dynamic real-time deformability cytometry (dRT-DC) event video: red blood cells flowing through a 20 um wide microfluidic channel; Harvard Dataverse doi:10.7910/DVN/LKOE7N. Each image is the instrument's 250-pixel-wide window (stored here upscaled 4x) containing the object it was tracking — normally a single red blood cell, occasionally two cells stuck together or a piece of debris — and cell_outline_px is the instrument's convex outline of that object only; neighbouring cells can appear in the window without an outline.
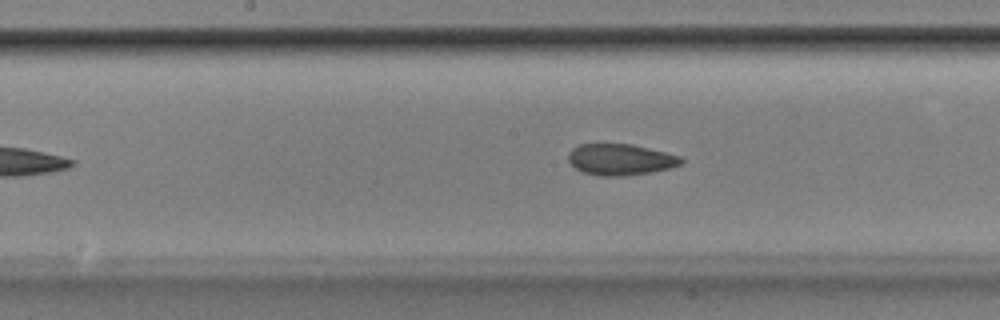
{"species": "Egyptian fruit bat (a non-hibernating species)", "species_latin": "Rousettus aegyptiacus", "temperature_condition": "room temperature", "stored_images_in_passage": 41, "camera_frame_rate_fps": 3000, "um_per_image_px": 0.085, "animal": {"sex": "male"}, "frame": {"image": 1, "passage_image": 19, "time_ms": 6.0, "image_size_px": [1000, 320], "cell_outline_px": [[684, 160], [680, 164], [668, 168], [652, 172], [620, 176], [596, 176], [584, 172], [576, 168], [568, 160], [568, 152], [572, 148], [580, 144], [632, 144], [680, 156]], "centroid_in_image_um": [52.7, 13.56], "position_along_channel_um": 195.5, "area_um2": 20.4}}
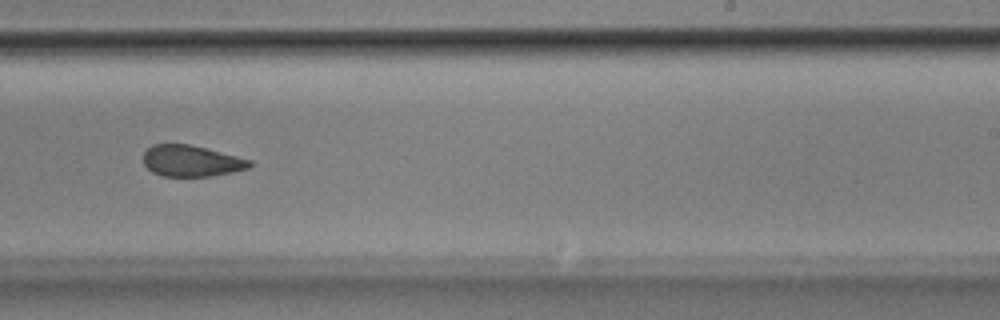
{"frame": {"image": 2, "passage_image": 25, "time_ms": 8.0, "image_size_px": [1000, 320], "cell_outline_px": [[252, 164], [248, 168], [232, 172], [212, 176], [160, 176], [152, 172], [144, 164], [144, 152], [152, 144], [192, 144], [252, 160]], "centroid_in_image_um": [16.26, 13.67], "position_along_channel_um": 272.7, "area_um2": 19.42}}
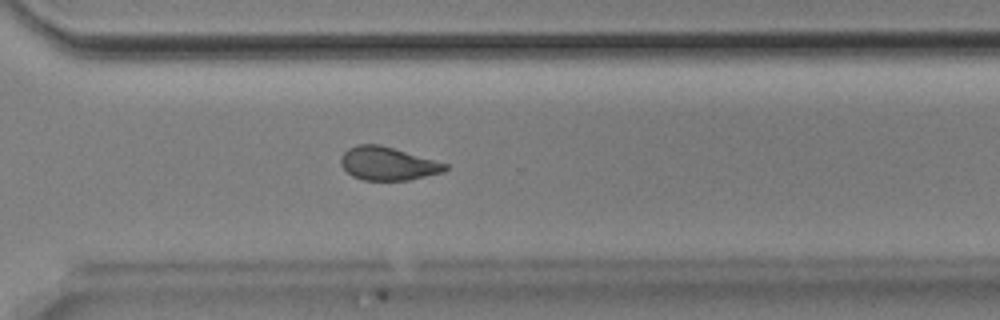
{"frame": {"image": 3, "passage_image": 30, "time_ms": 9.667, "image_size_px": [1000, 320], "cell_outline_px": [[448, 168], [444, 172], [408, 180], [364, 180], [352, 176], [340, 164], [340, 156], [348, 148], [356, 144], [380, 144], [448, 164]], "centroid_in_image_um": [32.94, 13.9], "position_along_channel_um": 337.7, "area_um2": 20.23}, "authors_computed_cell_mechanics": {"area_um2": 20.3456, "velocity_mm_per_s": 3.8933, "shape_relaxation_time_tau1_ms": null, "shape_relaxation_time_tau2_ms": 3.0438, "deformation_change_tau1": null, "deformation_change_tau2": 0.0977}}